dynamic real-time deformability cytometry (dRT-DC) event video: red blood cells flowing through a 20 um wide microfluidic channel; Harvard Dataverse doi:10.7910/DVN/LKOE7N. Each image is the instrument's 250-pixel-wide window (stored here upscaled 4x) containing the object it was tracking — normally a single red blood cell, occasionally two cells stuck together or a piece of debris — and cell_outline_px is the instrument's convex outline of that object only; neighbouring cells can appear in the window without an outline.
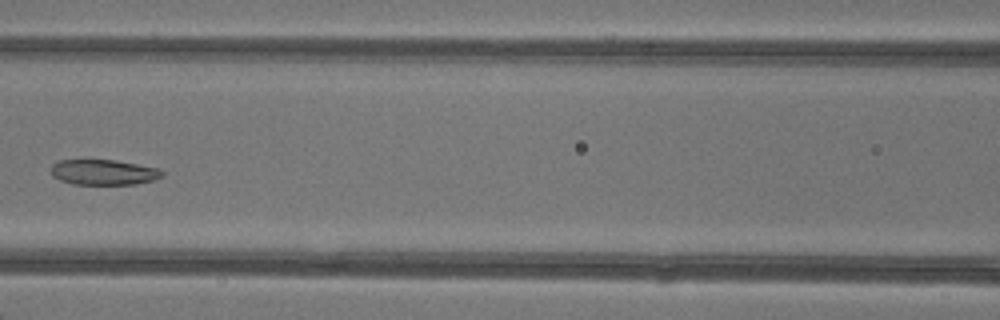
{"species": "common noctule bat (a hibernating species)", "species_latin": "Nyctalus noctula", "temperature_condition": "warm", "stored_images_in_passage": 8, "camera_frame_rate_fps": 3000, "um_per_image_px": 0.085, "animal": {"sex": "female"}, "frame": {"image": 1, "passage_image": 7, "time_ms": 7.667, "image_size_px": [1000, 320], "cell_outline_px": [[164, 176], [152, 180], [136, 184], [72, 184], [60, 180], [52, 176], [52, 164], [60, 160], [116, 160], [160, 168], [164, 172]], "centroid_in_image_um": [8.84, 14.64], "position_along_channel_um": 157.8, "area_um2": 16.47}}
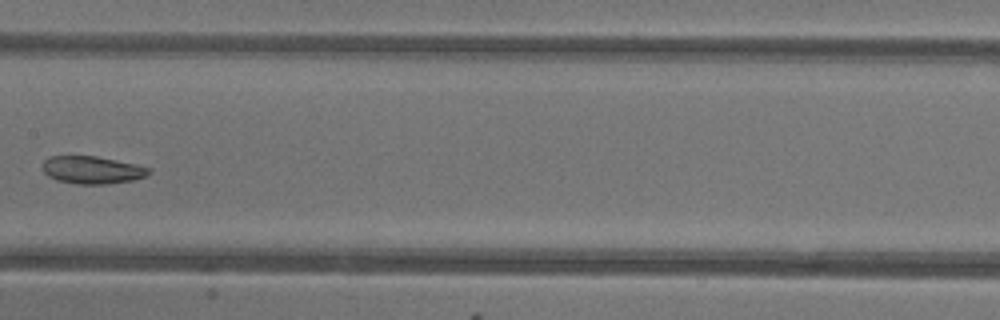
{"frame": {"image": 2, "passage_image": 8, "time_ms": 8.667, "image_size_px": [1000, 320], "cell_outline_px": [[152, 172], [144, 176], [132, 180], [104, 184], [76, 184], [56, 180], [48, 176], [44, 172], [40, 164], [48, 156], [96, 156], [136, 164], [148, 168]], "centroid_in_image_um": [7.77, 14.44], "position_along_channel_um": 199.6, "area_um2": 17.11}}